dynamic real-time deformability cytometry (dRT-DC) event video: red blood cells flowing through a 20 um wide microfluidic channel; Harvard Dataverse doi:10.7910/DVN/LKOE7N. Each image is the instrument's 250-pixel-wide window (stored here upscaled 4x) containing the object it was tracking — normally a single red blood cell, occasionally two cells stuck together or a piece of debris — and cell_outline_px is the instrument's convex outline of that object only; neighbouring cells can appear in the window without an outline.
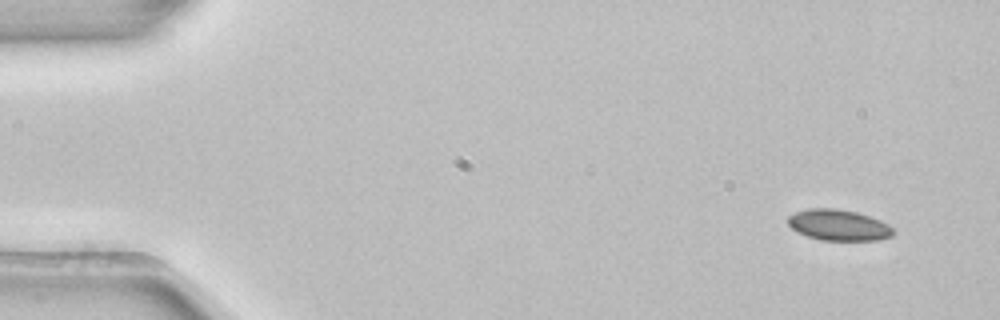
{"species": "common noctule bat (a hibernating species)", "species_latin": "Nyctalus noctula", "temperature_condition": "room temperature", "stored_images_in_passage": 3, "camera_frame_rate_fps": 3000, "um_per_image_px": 0.085, "animal": {"sex": "female", "body_mass_g": 22.7, "forearm_length_mm": 54.2}, "frame": {"image": 1, "passage_image": 1, "time_ms": 0.0, "image_size_px": [1000, 320], "cell_outline_px": [[892, 236], [876, 240], [820, 240], [796, 232], [788, 224], [788, 216], [796, 212], [808, 208], [836, 208], [856, 212], [880, 220], [888, 224], [892, 228]], "centroid_in_image_um": [71.24, 19.12], "position_along_channel_um": 13.8, "area_um2": 18.9}}